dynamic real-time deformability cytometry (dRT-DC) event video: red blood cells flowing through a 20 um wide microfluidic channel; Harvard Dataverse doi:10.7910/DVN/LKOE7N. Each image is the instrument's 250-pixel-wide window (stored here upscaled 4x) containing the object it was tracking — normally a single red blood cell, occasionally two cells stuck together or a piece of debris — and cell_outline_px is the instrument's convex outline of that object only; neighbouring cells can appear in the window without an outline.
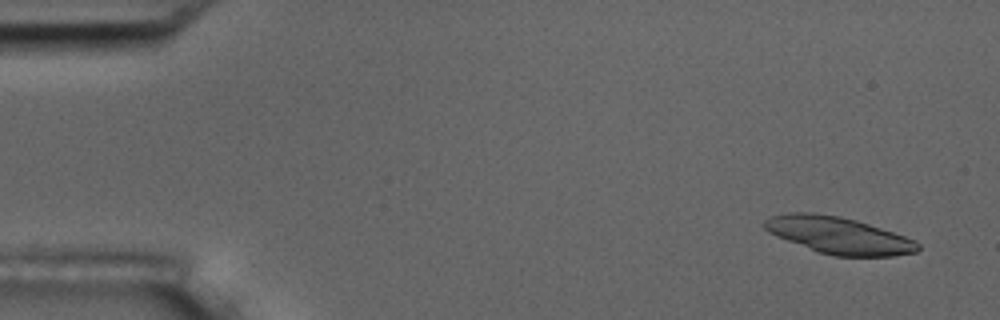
{"species": "common noctule bat (a hibernating species)", "species_latin": "Nyctalus noctula", "temperature_condition": "room temperature", "stored_images_in_passage": 2, "camera_frame_rate_fps": 3000, "um_per_image_px": 0.085, "animal": {"sex": "male", "body_mass_g": 17.5, "forearm_length_mm": 52.3}, "frame": {"image": 1, "passage_image": 1, "time_ms": 0.0, "image_size_px": [1000, 320], "cell_outline_px": [[920, 248], [916, 252], [892, 256], [832, 256], [820, 252], [776, 236], [768, 232], [764, 228], [764, 220], [772, 216], [788, 212], [812, 212], [840, 216], [856, 220], [916, 240], [920, 244]], "centroid_in_image_um": [71.28, 20.0], "position_along_channel_um": 13.7, "area_um2": 32.71}}